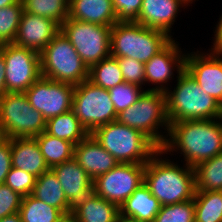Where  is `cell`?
Segmentation results:
<instances>
[{
  "instance_id": "obj_38",
  "label": "cell",
  "mask_w": 222,
  "mask_h": 222,
  "mask_svg": "<svg viewBox=\"0 0 222 222\" xmlns=\"http://www.w3.org/2000/svg\"><path fill=\"white\" fill-rule=\"evenodd\" d=\"M118 22H136L142 0H112Z\"/></svg>"
},
{
  "instance_id": "obj_20",
  "label": "cell",
  "mask_w": 222,
  "mask_h": 222,
  "mask_svg": "<svg viewBox=\"0 0 222 222\" xmlns=\"http://www.w3.org/2000/svg\"><path fill=\"white\" fill-rule=\"evenodd\" d=\"M160 208V202L143 183L120 206V220L121 222H154Z\"/></svg>"
},
{
  "instance_id": "obj_27",
  "label": "cell",
  "mask_w": 222,
  "mask_h": 222,
  "mask_svg": "<svg viewBox=\"0 0 222 222\" xmlns=\"http://www.w3.org/2000/svg\"><path fill=\"white\" fill-rule=\"evenodd\" d=\"M196 191H222V152L194 167Z\"/></svg>"
},
{
  "instance_id": "obj_18",
  "label": "cell",
  "mask_w": 222,
  "mask_h": 222,
  "mask_svg": "<svg viewBox=\"0 0 222 222\" xmlns=\"http://www.w3.org/2000/svg\"><path fill=\"white\" fill-rule=\"evenodd\" d=\"M193 0H142L136 23L165 32L169 37L179 7L191 4Z\"/></svg>"
},
{
  "instance_id": "obj_3",
  "label": "cell",
  "mask_w": 222,
  "mask_h": 222,
  "mask_svg": "<svg viewBox=\"0 0 222 222\" xmlns=\"http://www.w3.org/2000/svg\"><path fill=\"white\" fill-rule=\"evenodd\" d=\"M176 77L177 84L174 90L165 91L169 124L222 118V105L205 93L186 69Z\"/></svg>"
},
{
  "instance_id": "obj_45",
  "label": "cell",
  "mask_w": 222,
  "mask_h": 222,
  "mask_svg": "<svg viewBox=\"0 0 222 222\" xmlns=\"http://www.w3.org/2000/svg\"><path fill=\"white\" fill-rule=\"evenodd\" d=\"M7 135L5 133V130L3 129V127L0 124V144H2L3 142H5L7 140Z\"/></svg>"
},
{
  "instance_id": "obj_42",
  "label": "cell",
  "mask_w": 222,
  "mask_h": 222,
  "mask_svg": "<svg viewBox=\"0 0 222 222\" xmlns=\"http://www.w3.org/2000/svg\"><path fill=\"white\" fill-rule=\"evenodd\" d=\"M0 222H22L19 213L6 216L0 219Z\"/></svg>"
},
{
  "instance_id": "obj_44",
  "label": "cell",
  "mask_w": 222,
  "mask_h": 222,
  "mask_svg": "<svg viewBox=\"0 0 222 222\" xmlns=\"http://www.w3.org/2000/svg\"><path fill=\"white\" fill-rule=\"evenodd\" d=\"M18 1L19 0H0V9L12 4H16Z\"/></svg>"
},
{
  "instance_id": "obj_30",
  "label": "cell",
  "mask_w": 222,
  "mask_h": 222,
  "mask_svg": "<svg viewBox=\"0 0 222 222\" xmlns=\"http://www.w3.org/2000/svg\"><path fill=\"white\" fill-rule=\"evenodd\" d=\"M88 80L107 90L124 82L117 58L109 56L92 65Z\"/></svg>"
},
{
  "instance_id": "obj_32",
  "label": "cell",
  "mask_w": 222,
  "mask_h": 222,
  "mask_svg": "<svg viewBox=\"0 0 222 222\" xmlns=\"http://www.w3.org/2000/svg\"><path fill=\"white\" fill-rule=\"evenodd\" d=\"M23 11L21 0L0 9V45L14 42Z\"/></svg>"
},
{
  "instance_id": "obj_41",
  "label": "cell",
  "mask_w": 222,
  "mask_h": 222,
  "mask_svg": "<svg viewBox=\"0 0 222 222\" xmlns=\"http://www.w3.org/2000/svg\"><path fill=\"white\" fill-rule=\"evenodd\" d=\"M5 60L0 53V99L7 93L5 83Z\"/></svg>"
},
{
  "instance_id": "obj_25",
  "label": "cell",
  "mask_w": 222,
  "mask_h": 222,
  "mask_svg": "<svg viewBox=\"0 0 222 222\" xmlns=\"http://www.w3.org/2000/svg\"><path fill=\"white\" fill-rule=\"evenodd\" d=\"M45 131L52 136L67 140L74 145L89 135L72 109L48 119L46 121Z\"/></svg>"
},
{
  "instance_id": "obj_2",
  "label": "cell",
  "mask_w": 222,
  "mask_h": 222,
  "mask_svg": "<svg viewBox=\"0 0 222 222\" xmlns=\"http://www.w3.org/2000/svg\"><path fill=\"white\" fill-rule=\"evenodd\" d=\"M161 154L165 153L158 149L145 164L144 184L161 206L192 200L196 191L194 167L185 164L184 169L158 158Z\"/></svg>"
},
{
  "instance_id": "obj_21",
  "label": "cell",
  "mask_w": 222,
  "mask_h": 222,
  "mask_svg": "<svg viewBox=\"0 0 222 222\" xmlns=\"http://www.w3.org/2000/svg\"><path fill=\"white\" fill-rule=\"evenodd\" d=\"M68 17L110 27L118 22L112 0H69Z\"/></svg>"
},
{
  "instance_id": "obj_39",
  "label": "cell",
  "mask_w": 222,
  "mask_h": 222,
  "mask_svg": "<svg viewBox=\"0 0 222 222\" xmlns=\"http://www.w3.org/2000/svg\"><path fill=\"white\" fill-rule=\"evenodd\" d=\"M12 168L11 139L0 144V184H4L7 174Z\"/></svg>"
},
{
  "instance_id": "obj_16",
  "label": "cell",
  "mask_w": 222,
  "mask_h": 222,
  "mask_svg": "<svg viewBox=\"0 0 222 222\" xmlns=\"http://www.w3.org/2000/svg\"><path fill=\"white\" fill-rule=\"evenodd\" d=\"M181 52L178 44L172 39L160 52L145 63V82L158 85L147 90L165 92L168 89L164 83L167 84L173 78L175 68L178 74L185 69L186 54Z\"/></svg>"
},
{
  "instance_id": "obj_29",
  "label": "cell",
  "mask_w": 222,
  "mask_h": 222,
  "mask_svg": "<svg viewBox=\"0 0 222 222\" xmlns=\"http://www.w3.org/2000/svg\"><path fill=\"white\" fill-rule=\"evenodd\" d=\"M18 213L22 222H56L64 215L59 209L32 195L23 197Z\"/></svg>"
},
{
  "instance_id": "obj_19",
  "label": "cell",
  "mask_w": 222,
  "mask_h": 222,
  "mask_svg": "<svg viewBox=\"0 0 222 222\" xmlns=\"http://www.w3.org/2000/svg\"><path fill=\"white\" fill-rule=\"evenodd\" d=\"M74 159L92 180L113 169L119 163L89 134L74 147Z\"/></svg>"
},
{
  "instance_id": "obj_43",
  "label": "cell",
  "mask_w": 222,
  "mask_h": 222,
  "mask_svg": "<svg viewBox=\"0 0 222 222\" xmlns=\"http://www.w3.org/2000/svg\"><path fill=\"white\" fill-rule=\"evenodd\" d=\"M56 222H76L74 215L67 213L64 214L60 219H58Z\"/></svg>"
},
{
  "instance_id": "obj_5",
  "label": "cell",
  "mask_w": 222,
  "mask_h": 222,
  "mask_svg": "<svg viewBox=\"0 0 222 222\" xmlns=\"http://www.w3.org/2000/svg\"><path fill=\"white\" fill-rule=\"evenodd\" d=\"M91 135L118 163L146 164L158 148L140 131L117 121L96 128Z\"/></svg>"
},
{
  "instance_id": "obj_11",
  "label": "cell",
  "mask_w": 222,
  "mask_h": 222,
  "mask_svg": "<svg viewBox=\"0 0 222 222\" xmlns=\"http://www.w3.org/2000/svg\"><path fill=\"white\" fill-rule=\"evenodd\" d=\"M7 92H25L41 75L40 53L14 43L0 45Z\"/></svg>"
},
{
  "instance_id": "obj_36",
  "label": "cell",
  "mask_w": 222,
  "mask_h": 222,
  "mask_svg": "<svg viewBox=\"0 0 222 222\" xmlns=\"http://www.w3.org/2000/svg\"><path fill=\"white\" fill-rule=\"evenodd\" d=\"M125 82L142 87L145 83V64L128 57L117 58Z\"/></svg>"
},
{
  "instance_id": "obj_34",
  "label": "cell",
  "mask_w": 222,
  "mask_h": 222,
  "mask_svg": "<svg viewBox=\"0 0 222 222\" xmlns=\"http://www.w3.org/2000/svg\"><path fill=\"white\" fill-rule=\"evenodd\" d=\"M142 87L127 82H122L109 89V95L113 102L116 113L133 105L145 90Z\"/></svg>"
},
{
  "instance_id": "obj_7",
  "label": "cell",
  "mask_w": 222,
  "mask_h": 222,
  "mask_svg": "<svg viewBox=\"0 0 222 222\" xmlns=\"http://www.w3.org/2000/svg\"><path fill=\"white\" fill-rule=\"evenodd\" d=\"M40 64L42 77L54 81L78 85L89 77V68L61 31L40 52Z\"/></svg>"
},
{
  "instance_id": "obj_4",
  "label": "cell",
  "mask_w": 222,
  "mask_h": 222,
  "mask_svg": "<svg viewBox=\"0 0 222 222\" xmlns=\"http://www.w3.org/2000/svg\"><path fill=\"white\" fill-rule=\"evenodd\" d=\"M172 40L165 32L136 22H116L111 28L110 56L147 63Z\"/></svg>"
},
{
  "instance_id": "obj_35",
  "label": "cell",
  "mask_w": 222,
  "mask_h": 222,
  "mask_svg": "<svg viewBox=\"0 0 222 222\" xmlns=\"http://www.w3.org/2000/svg\"><path fill=\"white\" fill-rule=\"evenodd\" d=\"M36 177L24 170L12 167L7 174L5 184L13 191L25 197L31 195L34 189Z\"/></svg>"
},
{
  "instance_id": "obj_1",
  "label": "cell",
  "mask_w": 222,
  "mask_h": 222,
  "mask_svg": "<svg viewBox=\"0 0 222 222\" xmlns=\"http://www.w3.org/2000/svg\"><path fill=\"white\" fill-rule=\"evenodd\" d=\"M168 135L161 150L166 154L181 150L190 167L222 152V118L173 122Z\"/></svg>"
},
{
  "instance_id": "obj_37",
  "label": "cell",
  "mask_w": 222,
  "mask_h": 222,
  "mask_svg": "<svg viewBox=\"0 0 222 222\" xmlns=\"http://www.w3.org/2000/svg\"><path fill=\"white\" fill-rule=\"evenodd\" d=\"M23 196L8 185L0 184V219L19 212Z\"/></svg>"
},
{
  "instance_id": "obj_24",
  "label": "cell",
  "mask_w": 222,
  "mask_h": 222,
  "mask_svg": "<svg viewBox=\"0 0 222 222\" xmlns=\"http://www.w3.org/2000/svg\"><path fill=\"white\" fill-rule=\"evenodd\" d=\"M73 215L76 222H121L119 207L96 194Z\"/></svg>"
},
{
  "instance_id": "obj_15",
  "label": "cell",
  "mask_w": 222,
  "mask_h": 222,
  "mask_svg": "<svg viewBox=\"0 0 222 222\" xmlns=\"http://www.w3.org/2000/svg\"><path fill=\"white\" fill-rule=\"evenodd\" d=\"M198 52L186 55L185 69L205 93L222 105V52L213 49L208 54Z\"/></svg>"
},
{
  "instance_id": "obj_13",
  "label": "cell",
  "mask_w": 222,
  "mask_h": 222,
  "mask_svg": "<svg viewBox=\"0 0 222 222\" xmlns=\"http://www.w3.org/2000/svg\"><path fill=\"white\" fill-rule=\"evenodd\" d=\"M75 85L40 77L24 93L32 108L48 119L72 109Z\"/></svg>"
},
{
  "instance_id": "obj_17",
  "label": "cell",
  "mask_w": 222,
  "mask_h": 222,
  "mask_svg": "<svg viewBox=\"0 0 222 222\" xmlns=\"http://www.w3.org/2000/svg\"><path fill=\"white\" fill-rule=\"evenodd\" d=\"M59 31L52 19L23 11L13 43L40 53Z\"/></svg>"
},
{
  "instance_id": "obj_23",
  "label": "cell",
  "mask_w": 222,
  "mask_h": 222,
  "mask_svg": "<svg viewBox=\"0 0 222 222\" xmlns=\"http://www.w3.org/2000/svg\"><path fill=\"white\" fill-rule=\"evenodd\" d=\"M31 195L49 206L59 209L63 214L68 213V201L65 193L51 169L36 178Z\"/></svg>"
},
{
  "instance_id": "obj_9",
  "label": "cell",
  "mask_w": 222,
  "mask_h": 222,
  "mask_svg": "<svg viewBox=\"0 0 222 222\" xmlns=\"http://www.w3.org/2000/svg\"><path fill=\"white\" fill-rule=\"evenodd\" d=\"M72 110L89 134L117 118L109 90L88 79L75 85Z\"/></svg>"
},
{
  "instance_id": "obj_28",
  "label": "cell",
  "mask_w": 222,
  "mask_h": 222,
  "mask_svg": "<svg viewBox=\"0 0 222 222\" xmlns=\"http://www.w3.org/2000/svg\"><path fill=\"white\" fill-rule=\"evenodd\" d=\"M195 222H222V191H195Z\"/></svg>"
},
{
  "instance_id": "obj_8",
  "label": "cell",
  "mask_w": 222,
  "mask_h": 222,
  "mask_svg": "<svg viewBox=\"0 0 222 222\" xmlns=\"http://www.w3.org/2000/svg\"><path fill=\"white\" fill-rule=\"evenodd\" d=\"M0 124L8 139L34 138L46 130V120L24 92H7L0 99Z\"/></svg>"
},
{
  "instance_id": "obj_14",
  "label": "cell",
  "mask_w": 222,
  "mask_h": 222,
  "mask_svg": "<svg viewBox=\"0 0 222 222\" xmlns=\"http://www.w3.org/2000/svg\"><path fill=\"white\" fill-rule=\"evenodd\" d=\"M68 201V213L73 214L95 194L93 180L73 158L51 168Z\"/></svg>"
},
{
  "instance_id": "obj_26",
  "label": "cell",
  "mask_w": 222,
  "mask_h": 222,
  "mask_svg": "<svg viewBox=\"0 0 222 222\" xmlns=\"http://www.w3.org/2000/svg\"><path fill=\"white\" fill-rule=\"evenodd\" d=\"M34 138L49 169L74 158L75 145L73 143L52 136L46 131Z\"/></svg>"
},
{
  "instance_id": "obj_40",
  "label": "cell",
  "mask_w": 222,
  "mask_h": 222,
  "mask_svg": "<svg viewBox=\"0 0 222 222\" xmlns=\"http://www.w3.org/2000/svg\"><path fill=\"white\" fill-rule=\"evenodd\" d=\"M219 22L218 25H216V29H215V40L213 43V50L217 51V52H222V15L219 18Z\"/></svg>"
},
{
  "instance_id": "obj_31",
  "label": "cell",
  "mask_w": 222,
  "mask_h": 222,
  "mask_svg": "<svg viewBox=\"0 0 222 222\" xmlns=\"http://www.w3.org/2000/svg\"><path fill=\"white\" fill-rule=\"evenodd\" d=\"M27 13L50 18L59 26L68 18L69 0H21Z\"/></svg>"
},
{
  "instance_id": "obj_33",
  "label": "cell",
  "mask_w": 222,
  "mask_h": 222,
  "mask_svg": "<svg viewBox=\"0 0 222 222\" xmlns=\"http://www.w3.org/2000/svg\"><path fill=\"white\" fill-rule=\"evenodd\" d=\"M154 222H195L194 200L161 206Z\"/></svg>"
},
{
  "instance_id": "obj_10",
  "label": "cell",
  "mask_w": 222,
  "mask_h": 222,
  "mask_svg": "<svg viewBox=\"0 0 222 222\" xmlns=\"http://www.w3.org/2000/svg\"><path fill=\"white\" fill-rule=\"evenodd\" d=\"M111 28L68 17L60 26V31L90 68L110 56Z\"/></svg>"
},
{
  "instance_id": "obj_12",
  "label": "cell",
  "mask_w": 222,
  "mask_h": 222,
  "mask_svg": "<svg viewBox=\"0 0 222 222\" xmlns=\"http://www.w3.org/2000/svg\"><path fill=\"white\" fill-rule=\"evenodd\" d=\"M145 164L119 163L93 180L95 194L119 208L144 183Z\"/></svg>"
},
{
  "instance_id": "obj_6",
  "label": "cell",
  "mask_w": 222,
  "mask_h": 222,
  "mask_svg": "<svg viewBox=\"0 0 222 222\" xmlns=\"http://www.w3.org/2000/svg\"><path fill=\"white\" fill-rule=\"evenodd\" d=\"M116 121L140 131L161 149L167 136L161 135L158 128L165 126L168 133L170 126L166 114L165 92L145 90L133 105L117 114Z\"/></svg>"
},
{
  "instance_id": "obj_22",
  "label": "cell",
  "mask_w": 222,
  "mask_h": 222,
  "mask_svg": "<svg viewBox=\"0 0 222 222\" xmlns=\"http://www.w3.org/2000/svg\"><path fill=\"white\" fill-rule=\"evenodd\" d=\"M11 161L12 167L36 178L49 170L35 138H12Z\"/></svg>"
}]
</instances>
